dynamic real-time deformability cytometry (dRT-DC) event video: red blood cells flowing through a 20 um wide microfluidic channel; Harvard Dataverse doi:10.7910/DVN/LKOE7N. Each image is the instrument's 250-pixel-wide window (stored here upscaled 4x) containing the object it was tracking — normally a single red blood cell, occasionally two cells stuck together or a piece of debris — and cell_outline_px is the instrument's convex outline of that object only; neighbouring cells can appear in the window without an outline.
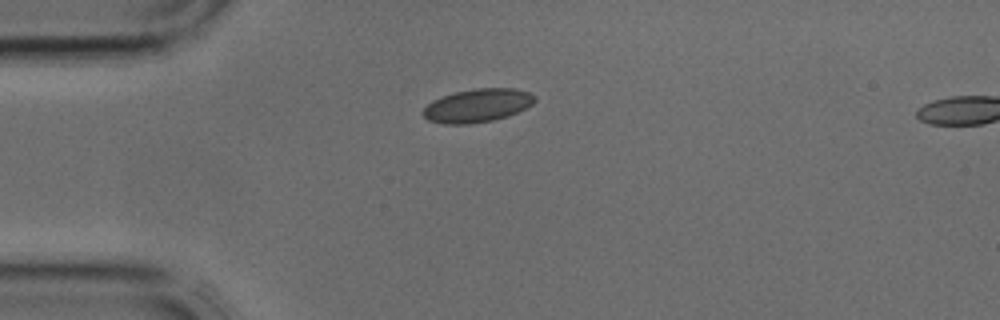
{"species": "common noctule bat (a hibernating species)", "species_latin": "Nyctalus noctula", "temperature_condition": "cold", "stored_images_in_passage": 4, "camera_frame_rate_fps": 3000, "um_per_image_px": 0.085, "animal": {"sex": "male", "body_mass_g": 17.9, "forearm_length_mm": 54.2}, "frame": {"image": 1, "passage_image": 3, "time_ms": 0.667, "image_size_px": [1000, 320], "cell_outline_px": [[536, 100], [532, 104], [508, 116], [492, 120], [472, 124], [444, 124], [428, 120], [424, 116], [424, 108], [432, 100], [456, 92], [476, 88], [512, 88], [528, 92], [536, 96]], "centroid_in_image_um": [40.59, 8.97], "position_along_channel_um": 44.4, "area_um2": 21.5}}